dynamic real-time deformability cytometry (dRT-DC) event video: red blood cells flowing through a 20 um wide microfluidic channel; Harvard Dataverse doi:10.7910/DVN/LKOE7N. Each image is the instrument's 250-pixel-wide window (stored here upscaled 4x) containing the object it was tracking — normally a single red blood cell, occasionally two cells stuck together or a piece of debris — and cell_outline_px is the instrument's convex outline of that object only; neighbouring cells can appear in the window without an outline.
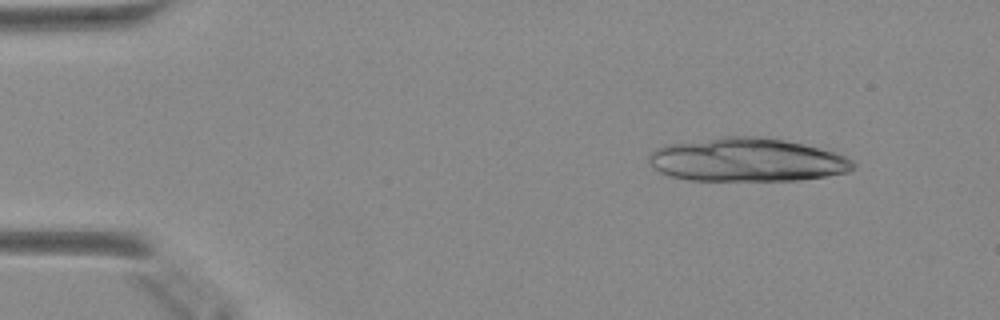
{"species": "Egyptian fruit bat (a non-hibernating species)", "species_latin": "Rousettus aegyptiacus", "temperature_condition": "warm", "stored_images_in_passage": 18, "camera_frame_rate_fps": 3000, "um_per_image_px": 0.085, "animal": {"sex": "female"}, "frame": {"image": 1, "passage_image": 5, "time_ms": 1.333, "image_size_px": [1000, 320], "cell_outline_px": [[856, 168], [848, 172], [800, 180], [688, 180], [672, 176], [660, 172], [648, 160], [648, 156], [656, 148], [664, 144], [724, 136], [752, 136], [784, 140], [820, 148], [844, 156], [852, 160], [856, 164]], "centroid_in_image_um": [63.48, 13.58], "position_along_channel_um": 21.5, "area_um2": 51.62}}